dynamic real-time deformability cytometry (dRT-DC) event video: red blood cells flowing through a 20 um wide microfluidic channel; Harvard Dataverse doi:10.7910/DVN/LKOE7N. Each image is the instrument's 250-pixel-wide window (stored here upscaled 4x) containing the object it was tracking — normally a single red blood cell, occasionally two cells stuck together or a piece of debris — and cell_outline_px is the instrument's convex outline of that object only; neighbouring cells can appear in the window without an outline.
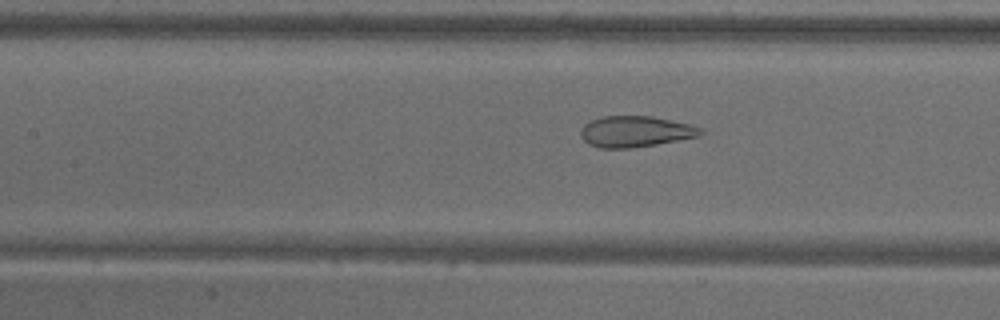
{"species": "common noctule bat (a hibernating species)", "species_latin": "Nyctalus noctula", "temperature_condition": "warm", "stored_images_in_passage": 55, "camera_frame_rate_fps": 3000, "um_per_image_px": 0.085, "animal": {"sex": "male", "body_mass_g": 18.8}, "frame": {"image": 1, "passage_image": 25, "time_ms": 8.0, "image_size_px": [1000, 320], "cell_outline_px": [[704, 132], [700, 136], [656, 144], [628, 148], [600, 148], [588, 144], [580, 136], [580, 132], [584, 124], [592, 120], [604, 116], [652, 116], [692, 124], [700, 128]], "centroid_in_image_um": [54.01, 11.18], "position_along_channel_um": 153.4, "area_um2": 21.68}}
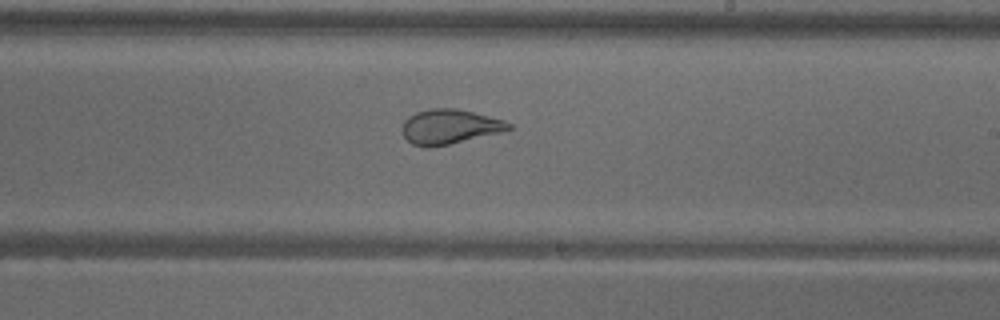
{"frame": {"image": 2, "passage_image": 33, "time_ms": 10.667, "image_size_px": [1000, 320], "cell_outline_px": [[512, 128], [508, 132], [428, 148], [424, 148], [412, 144], [400, 132], [400, 128], [404, 120], [408, 116], [416, 112], [432, 108], [456, 108], [504, 120], [512, 124]], "centroid_in_image_um": [38.22, 10.78], "position_along_channel_um": 250.8, "area_um2": 21.96}}
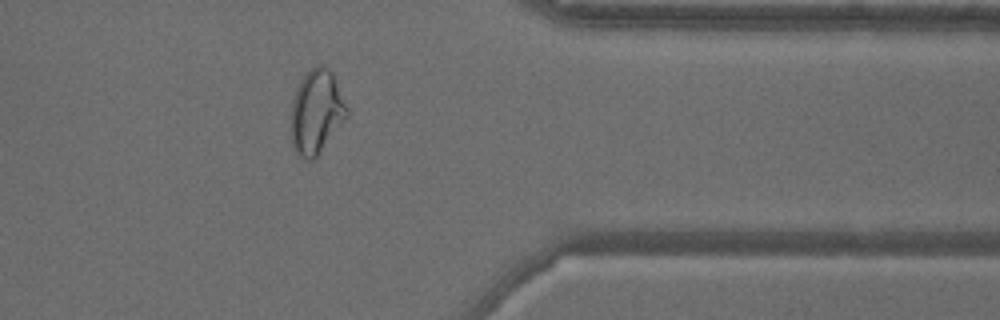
{"frame": {"image": 3, "passage_image": 45, "time_ms": 14.667, "image_size_px": [1000, 320], "cell_outline_px": [[348, 116], [316, 156], [312, 160], [308, 160], [296, 156], [292, 144], [292, 100], [296, 88], [300, 80], [316, 64], [324, 64], [332, 72], [336, 80], [348, 108]], "centroid_in_image_um": [26.9, 9.49], "position_along_channel_um": 384.5, "area_um2": 27.22}, "authors_computed_cell_mechanics": {"area_um2": 28.1486, "velocity_mm_per_s": 3.6674, "shape_relaxation_time_tau1_ms": null, "shape_relaxation_time_tau2_ms": 0.8355, "deformation_change_tau1": null, "deformation_change_tau2": 0.0853}}